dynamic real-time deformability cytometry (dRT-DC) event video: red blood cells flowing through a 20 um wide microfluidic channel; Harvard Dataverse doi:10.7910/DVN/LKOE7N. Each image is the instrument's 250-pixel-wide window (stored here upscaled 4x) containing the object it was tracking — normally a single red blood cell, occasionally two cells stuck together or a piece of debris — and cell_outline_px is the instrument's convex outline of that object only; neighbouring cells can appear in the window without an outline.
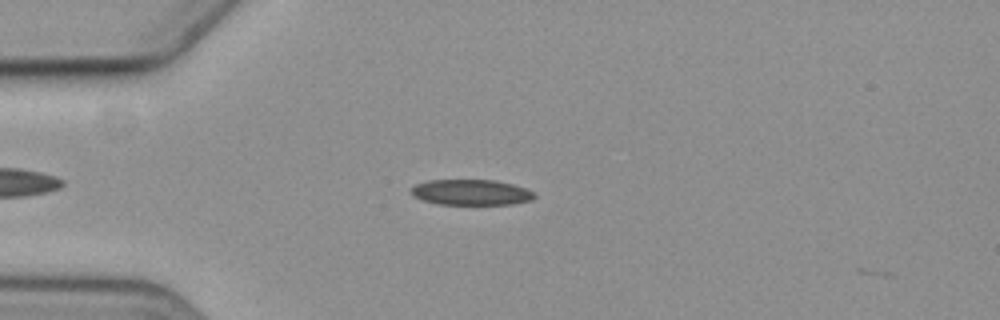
{"species": "common noctule bat (a hibernating species)", "species_latin": "Nyctalus noctula", "temperature_condition": "cold", "stored_images_in_passage": 5, "camera_frame_rate_fps": 3000, "um_per_image_px": 0.085, "animal": {"sex": "female", "body_mass_g": 19.3, "forearm_length_mm": 54.1}, "frame": {"image": 1, "passage_image": 4, "time_ms": 3.667, "image_size_px": [1000, 320], "cell_outline_px": [[536, 196], [532, 200], [512, 204], [436, 204], [412, 196], [412, 188], [416, 184], [428, 180], [496, 180], [512, 184], [524, 188], [532, 192]], "centroid_in_image_um": [40.04, 16.35], "position_along_channel_um": 45.0, "area_um2": 18.26}}